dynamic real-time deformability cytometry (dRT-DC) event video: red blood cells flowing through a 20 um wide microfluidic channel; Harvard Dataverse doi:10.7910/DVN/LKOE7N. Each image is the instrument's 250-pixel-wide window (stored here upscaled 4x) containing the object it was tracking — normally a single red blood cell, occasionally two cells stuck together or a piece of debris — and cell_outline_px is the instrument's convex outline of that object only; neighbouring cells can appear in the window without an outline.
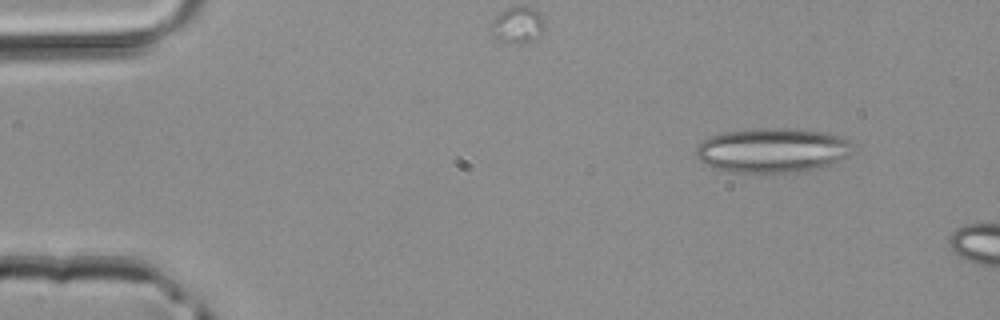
{"species": "common noctule bat (a hibernating species)", "species_latin": "Nyctalus noctula", "temperature_condition": "room temperature", "stored_images_in_passage": 2, "camera_frame_rate_fps": 3000, "um_per_image_px": 0.085, "animal": {"sex": "male", "body_mass_g": 20.4}, "frame": {"image": 1, "passage_image": 1, "time_ms": 0.0, "image_size_px": [1000, 320], "cell_outline_px": [[860, 148], [856, 152], [848, 156], [820, 168], [796, 172], [732, 172], [712, 168], [704, 164], [696, 156], [696, 148], [704, 140], [712, 136], [724, 132], [752, 128], [796, 128], [828, 132], [840, 136], [856, 144]], "centroid_in_image_um": [65.74, 12.76], "position_along_channel_um": 19.3, "area_um2": 41.44}}